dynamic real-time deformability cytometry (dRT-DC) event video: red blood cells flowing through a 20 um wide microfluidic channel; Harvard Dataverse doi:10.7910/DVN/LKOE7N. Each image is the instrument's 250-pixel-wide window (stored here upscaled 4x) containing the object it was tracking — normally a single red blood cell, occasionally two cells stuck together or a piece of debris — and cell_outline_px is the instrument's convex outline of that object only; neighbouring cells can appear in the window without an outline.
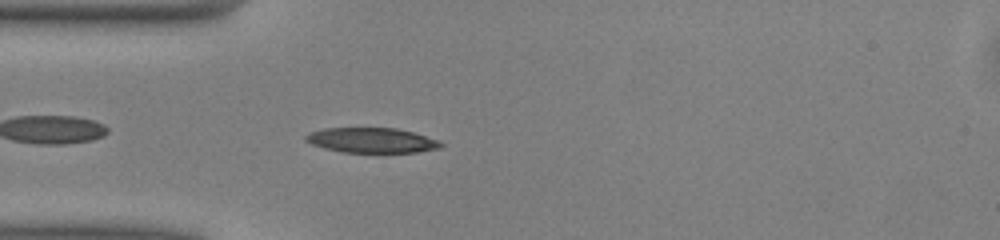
{"species": "common noctule bat (a hibernating species)", "species_latin": "Nyctalus noctula", "temperature_condition": "warm", "stored_images_in_passage": 39, "camera_frame_rate_fps": 3000, "um_per_image_px": 0.085, "animal": {"sex": "male", "body_mass_g": 13.0, "forearm_length_mm": 53.1}, "frame": {"image": 1, "passage_image": 3, "time_ms": 0.667, "image_size_px": [1000, 240], "cell_outline_px": [[444, 144], [440, 148], [416, 152], [344, 152], [324, 148], [312, 144], [304, 140], [304, 136], [308, 132], [324, 128], [396, 128], [412, 132], [440, 140]], "centroid_in_image_um": [31.58, 11.92], "position_along_channel_um": 53.4, "area_um2": 19.71}}
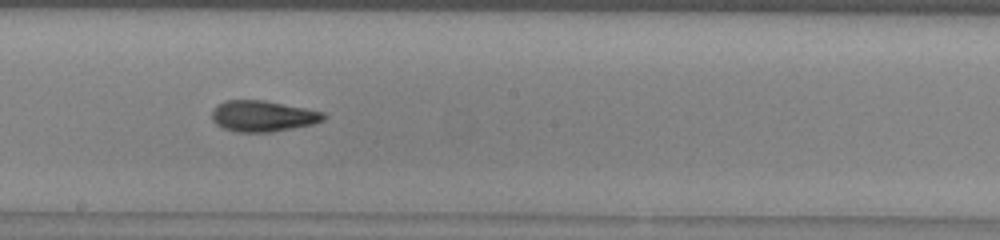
{"frame": {"image": 2, "passage_image": 16, "time_ms": 5.0, "image_size_px": [1000, 240], "cell_outline_px": [[328, 116], [324, 120], [312, 124], [272, 132], [236, 132], [224, 128], [216, 124], [212, 120], [212, 108], [216, 104], [224, 100], [264, 100], [324, 112]], "centroid_in_image_um": [22.31, 9.86], "position_along_channel_um": 225.9, "area_um2": 20.29}}
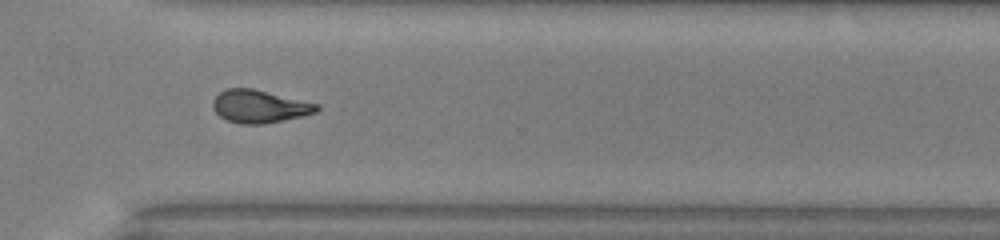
{"frame": {"image": 3, "passage_image": 25, "time_ms": 8.0, "image_size_px": [1000, 240], "cell_outline_px": [[320, 108], [316, 112], [300, 116], [264, 124], [240, 124], [228, 120], [220, 116], [212, 108], [212, 100], [220, 92], [228, 88], [252, 88], [320, 104]], "centroid_in_image_um": [22.04, 9.04], "position_along_channel_um": 348.6, "area_um2": 19.77}, "authors_computed_cell_mechanics": {"area_um2": 19.8254, "velocity_mm_per_s": 4.0905, "shape_relaxation_time_tau1_ms": 6.1492, "shape_relaxation_time_tau2_ms": 2.0879, "deformation_change_tau1": 0.2038, "deformation_change_tau2": 0.0918}}